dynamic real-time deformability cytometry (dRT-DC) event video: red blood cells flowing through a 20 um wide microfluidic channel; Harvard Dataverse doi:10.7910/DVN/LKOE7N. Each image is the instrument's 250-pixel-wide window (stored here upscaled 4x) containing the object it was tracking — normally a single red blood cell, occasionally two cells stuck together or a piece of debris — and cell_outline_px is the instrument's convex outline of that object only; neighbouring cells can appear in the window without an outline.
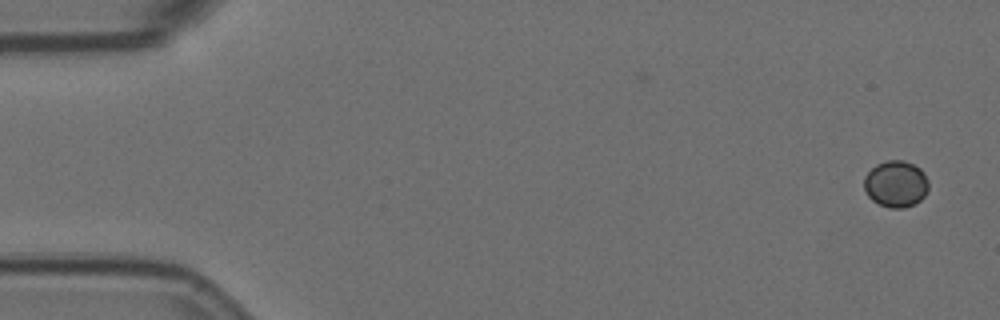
{"species": "Egyptian fruit bat (a non-hibernating species)", "species_latin": "Rousettus aegyptiacus", "temperature_condition": "room temperature", "stored_images_in_passage": 5, "camera_frame_rate_fps": 3000, "um_per_image_px": 0.085, "animal": {"sex": "female"}, "frame": {"image": 1, "passage_image": 1, "time_ms": 0.0, "image_size_px": [1000, 320], "cell_outline_px": [[928, 188], [924, 196], [916, 204], [904, 208], [888, 208], [872, 200], [868, 196], [864, 188], [864, 176], [876, 164], [888, 160], [904, 160], [920, 168], [924, 172], [928, 180]], "centroid_in_image_um": [76.15, 15.64], "position_along_channel_um": 8.8, "area_um2": 17.63}}
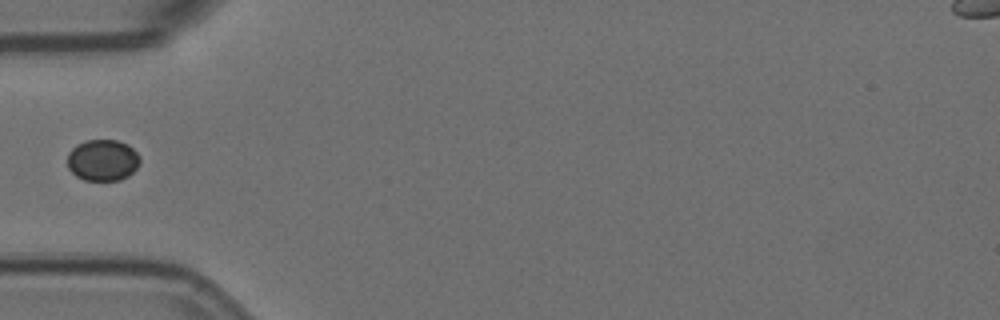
{"frame": {"image": 2, "passage_image": 5, "time_ms": 1.333, "image_size_px": [1000, 320], "cell_outline_px": [[140, 164], [128, 176], [120, 180], [84, 180], [76, 176], [68, 168], [68, 152], [76, 144], [88, 140], [116, 140], [128, 144], [140, 156]], "centroid_in_image_um": [8.73, 13.61], "position_along_channel_um": 76.3, "area_um2": 17.57}}